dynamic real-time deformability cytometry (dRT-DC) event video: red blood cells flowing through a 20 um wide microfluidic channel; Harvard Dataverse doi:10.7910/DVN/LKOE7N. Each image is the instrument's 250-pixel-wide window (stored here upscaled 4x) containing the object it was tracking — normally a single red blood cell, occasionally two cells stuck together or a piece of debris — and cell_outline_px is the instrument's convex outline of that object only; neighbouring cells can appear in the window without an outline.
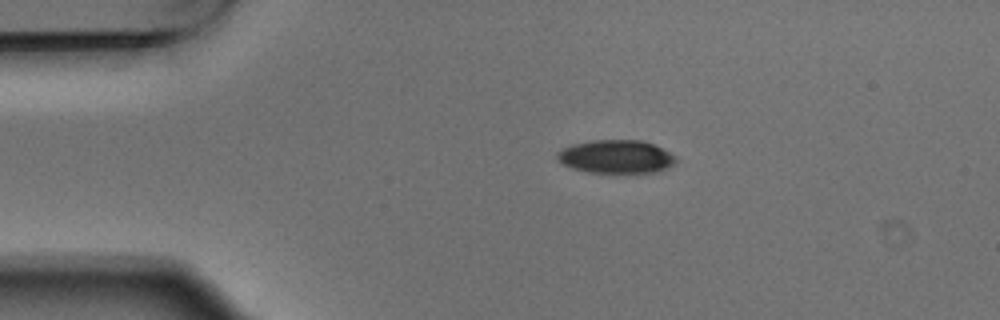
{"species": "Egyptian fruit bat (a non-hibernating species)", "species_latin": "Rousettus aegyptiacus", "temperature_condition": "warm", "stored_images_in_passage": 7, "camera_frame_rate_fps": 3000, "um_per_image_px": 0.085, "animal": {"sex": "male"}, "frame": {"image": 1, "passage_image": 2, "time_ms": 0.333, "image_size_px": [1000, 320], "cell_outline_px": [[676, 164], [668, 168], [656, 172], [588, 172], [572, 168], [556, 160], [556, 152], [572, 144], [592, 140], [644, 140], [676, 156]], "centroid_in_image_um": [52.36, 13.31], "position_along_channel_um": 32.6, "area_um2": 23.0}}
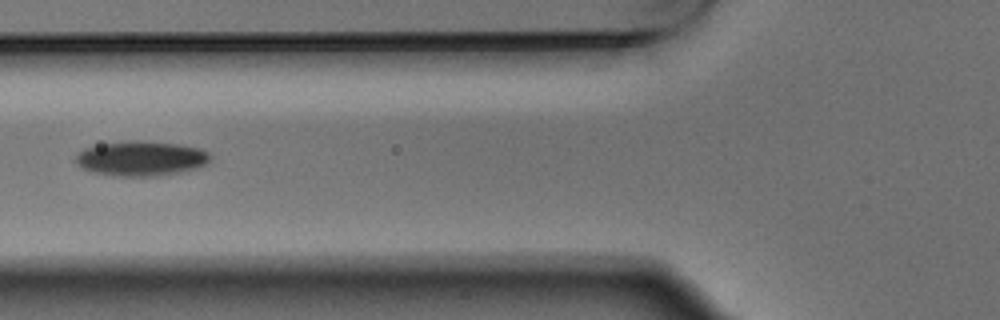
{"frame": {"image": 2, "passage_image": 4, "time_ms": 1.0, "image_size_px": [1000, 320], "cell_outline_px": [[212, 156], [204, 164], [196, 168], [180, 172], [160, 176], [116, 176], [92, 172], [76, 164], [76, 156], [84, 148], [100, 144], [128, 140], [132, 140], [176, 144], [200, 148], [208, 152]], "centroid_in_image_um": [11.98, 13.47], "position_along_channel_um": 113.8, "area_um2": 27.17}}
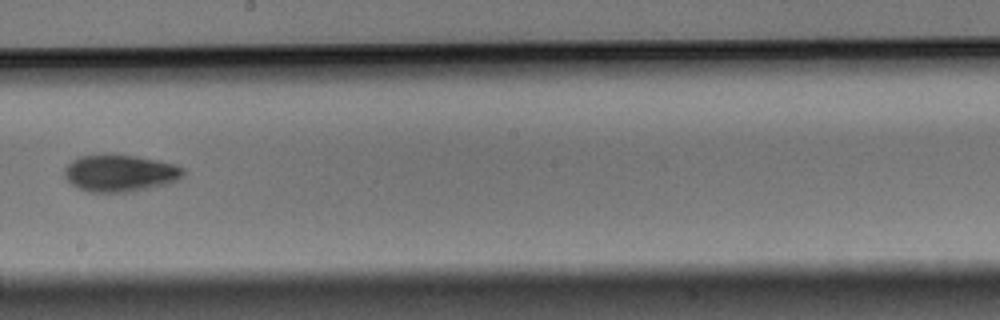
{"frame": {"image": 3, "passage_image": 7, "time_ms": 2.0, "image_size_px": [1000, 320], "cell_outline_px": [[184, 176], [180, 180], [168, 184], [136, 192], [88, 192], [72, 184], [64, 176], [64, 168], [72, 160], [80, 156], [136, 156], [160, 160], [176, 164], [184, 168]], "centroid_in_image_um": [10.28, 14.75], "position_along_channel_um": 237.9, "area_um2": 25.66}}